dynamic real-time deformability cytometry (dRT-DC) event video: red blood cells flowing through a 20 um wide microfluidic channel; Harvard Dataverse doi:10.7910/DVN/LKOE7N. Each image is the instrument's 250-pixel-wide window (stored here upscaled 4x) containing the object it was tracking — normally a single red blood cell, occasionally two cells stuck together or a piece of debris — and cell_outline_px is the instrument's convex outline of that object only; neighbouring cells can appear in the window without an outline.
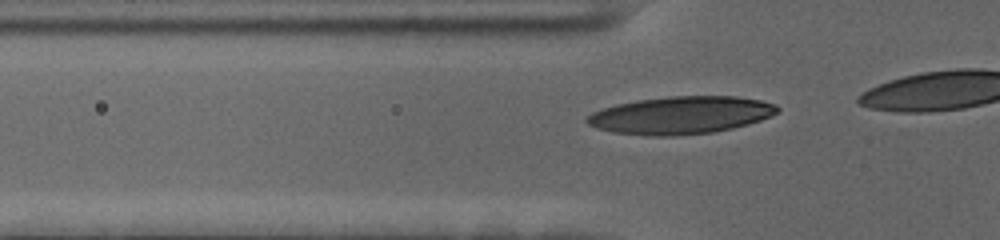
{"species": "human", "species_latin": "Homo sapiens", "temperature_condition": "cold", "stored_images_in_passage": 17, "camera_frame_rate_fps": 3000, "um_per_image_px": 0.085, "donor": {"sex": "female"}, "frame": {"image": 1, "passage_image": 11, "time_ms": 3.333, "image_size_px": [1000, 240], "cell_outline_px": [[780, 112], [772, 116], [748, 124], [732, 128], [712, 132], [672, 136], [652, 136], [612, 132], [596, 128], [588, 124], [584, 120], [592, 112], [616, 104], [636, 100], [668, 96], [736, 96], [760, 100], [776, 104], [780, 108]], "centroid_in_image_um": [57.88, 9.78], "position_along_channel_um": 67.9, "area_um2": 41.85}}
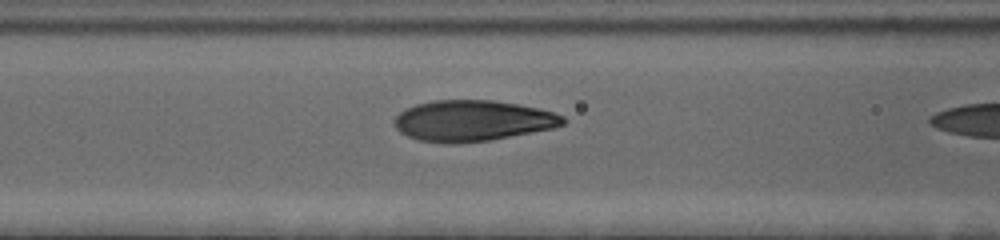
{"frame": {"image": 2, "passage_image": 16, "time_ms": 5.0, "image_size_px": [1000, 240], "cell_outline_px": [[568, 120], [564, 124], [552, 128], [532, 132], [488, 140], [456, 144], [452, 144], [420, 140], [408, 136], [400, 132], [396, 128], [396, 116], [400, 112], [416, 104], [436, 100], [492, 100], [516, 104], [536, 108], [552, 112], [564, 116]], "centroid_in_image_um": [40.18, 10.26], "position_along_channel_um": 126.4, "area_um2": 39.77}}